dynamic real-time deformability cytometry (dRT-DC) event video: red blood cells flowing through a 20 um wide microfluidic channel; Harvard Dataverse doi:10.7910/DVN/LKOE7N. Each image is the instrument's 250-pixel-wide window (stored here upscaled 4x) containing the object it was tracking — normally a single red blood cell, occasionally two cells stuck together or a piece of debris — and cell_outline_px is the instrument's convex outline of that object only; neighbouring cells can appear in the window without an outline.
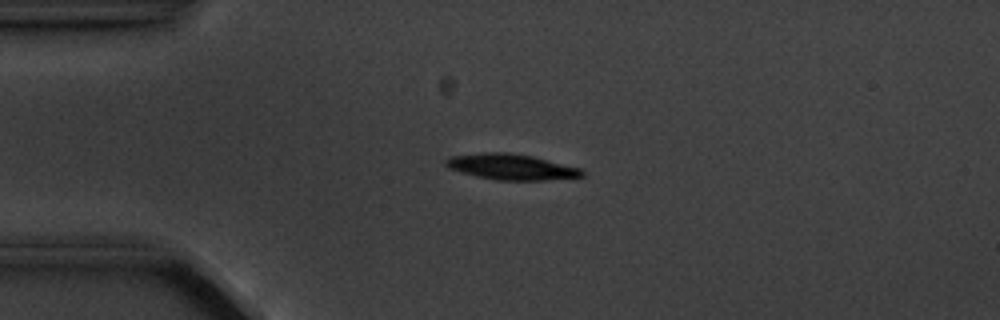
{"species": "common noctule bat (a hibernating species)", "species_latin": "Nyctalus noctula", "temperature_condition": "cold", "stored_images_in_passage": 3, "camera_frame_rate_fps": 3000, "um_per_image_px": 0.085, "animal": {"sex": "male", "body_mass_g": 20.1, "forearm_length_mm": 53.5}, "frame": {"image": 1, "passage_image": 2, "time_ms": 1.333, "image_size_px": [1000, 320], "cell_outline_px": [[584, 176], [548, 180], [496, 180], [476, 176], [460, 172], [448, 168], [444, 164], [444, 160], [452, 156], [484, 152], [504, 152], [532, 156], [580, 168], [584, 172]], "centroid_in_image_um": [43.43, 14.19], "position_along_channel_um": 41.6, "area_um2": 20.35}}